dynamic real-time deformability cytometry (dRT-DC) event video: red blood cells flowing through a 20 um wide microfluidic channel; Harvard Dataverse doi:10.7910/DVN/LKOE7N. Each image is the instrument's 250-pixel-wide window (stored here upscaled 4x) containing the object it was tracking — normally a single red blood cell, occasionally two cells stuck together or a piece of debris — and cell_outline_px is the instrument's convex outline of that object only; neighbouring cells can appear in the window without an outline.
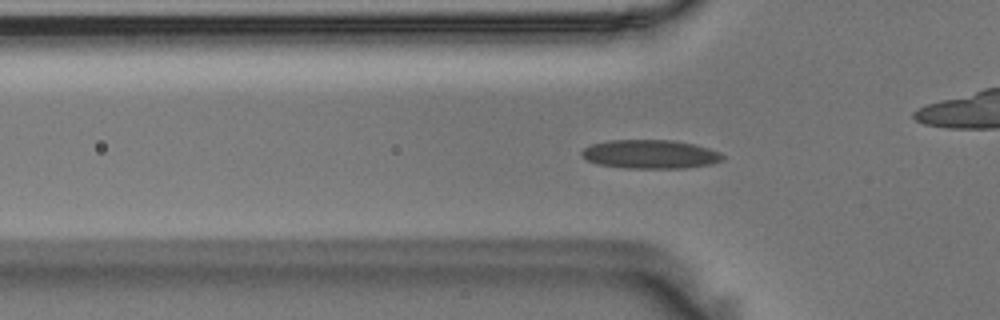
{"species": "Egyptian fruit bat (a non-hibernating species)", "species_latin": "Rousettus aegyptiacus", "temperature_condition": "room temperature", "stored_images_in_passage": 55, "camera_frame_rate_fps": 3000, "um_per_image_px": 0.085, "animal": {"sex": "male"}, "frame": {"image": 1, "passage_image": 16, "time_ms": 5.0, "image_size_px": [1000, 320], "cell_outline_px": [[724, 160], [712, 164], [684, 168], [624, 168], [596, 164], [580, 156], [580, 152], [584, 148], [592, 144], [608, 140], [672, 140], [692, 144], [708, 148], [720, 152], [724, 156]], "centroid_in_image_um": [55.25, 13.11], "position_along_channel_um": 70.5, "area_um2": 23.76}}
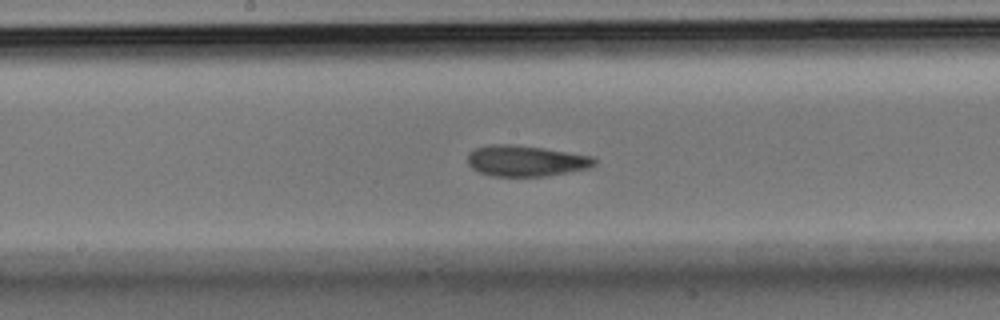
{"frame": {"image": 2, "passage_image": 27, "time_ms": 8.667, "image_size_px": [1000, 320], "cell_outline_px": [[596, 164], [592, 168], [544, 176], [492, 176], [480, 172], [472, 168], [468, 164], [468, 152], [476, 148], [492, 144], [512, 144], [544, 148], [592, 156], [596, 160]], "centroid_in_image_um": [44.71, 13.67], "position_along_channel_um": 203.5, "area_um2": 22.89}}
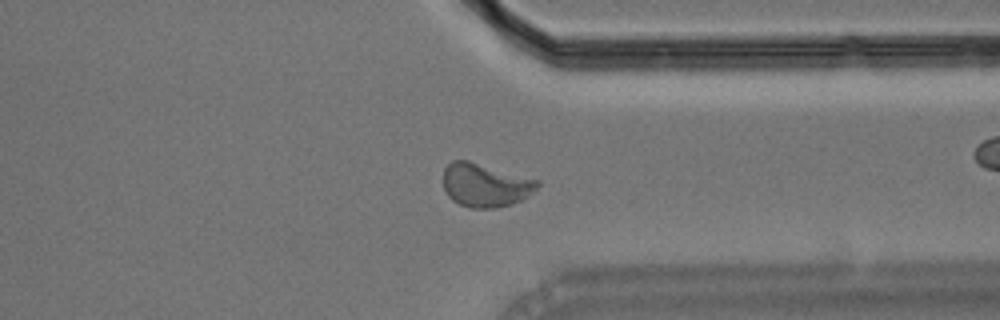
{"frame": {"image": 3, "passage_image": 41, "time_ms": 13.333, "image_size_px": [1000, 320], "cell_outline_px": [[540, 184], [528, 196], [512, 204], [496, 208], [472, 208], [460, 204], [452, 200], [448, 196], [444, 188], [444, 168], [452, 160], [468, 160], [540, 180]], "centroid_in_image_um": [41.25, 15.73], "position_along_channel_um": 370.2, "area_um2": 23.87}, "authors_computed_cell_mechanics": {"area_um2": 23.12, "velocity_mm_per_s": 3.602, "shape_relaxation_time_tau1_ms": 9.2817, "shape_relaxation_time_tau2_ms": 1.4545, "deformation_change_tau1": 0.1639, "deformation_change_tau2": 0.0461}}